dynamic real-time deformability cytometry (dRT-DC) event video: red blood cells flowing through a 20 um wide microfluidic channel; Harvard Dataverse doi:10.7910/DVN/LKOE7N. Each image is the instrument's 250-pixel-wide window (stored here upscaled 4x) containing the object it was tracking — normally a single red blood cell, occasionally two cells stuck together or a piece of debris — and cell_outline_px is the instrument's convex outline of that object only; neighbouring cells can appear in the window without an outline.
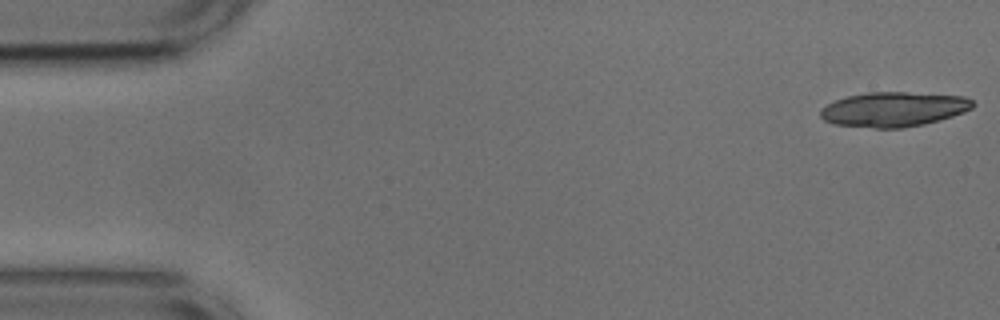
{"species": "common noctule bat (a hibernating species)", "species_latin": "Nyctalus noctula", "temperature_condition": "cold", "stored_images_in_passage": 17, "camera_frame_rate_fps": 3000, "um_per_image_px": 0.085, "animal": {"sex": "male", "body_mass_g": 17.9, "forearm_length_mm": 54.2}, "frame": {"image": 1, "passage_image": 1, "time_ms": 0.0, "image_size_px": [1000, 320], "cell_outline_px": [[976, 104], [972, 108], [964, 112], [952, 116], [924, 124], [904, 128], [876, 128], [836, 124], [824, 120], [820, 116], [820, 108], [836, 100], [848, 96], [868, 92], [904, 92], [964, 96], [972, 100]], "centroid_in_image_um": [75.97, 9.29], "position_along_channel_um": 9.0, "area_um2": 30.69}}
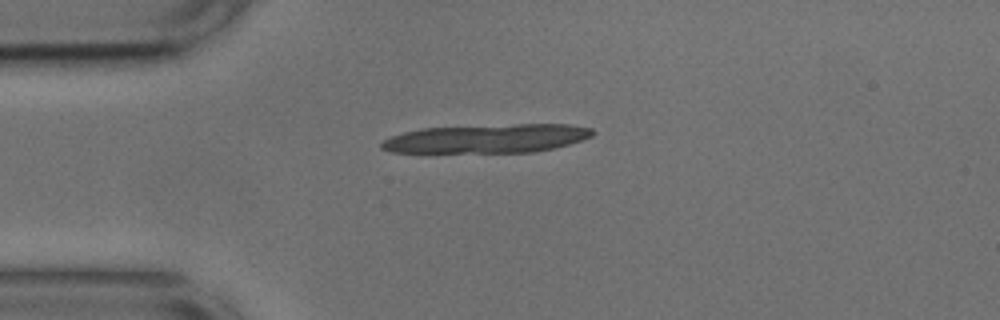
{"frame": {"image": 2, "passage_image": 12, "time_ms": 3.667, "image_size_px": [1000, 320], "cell_outline_px": [[596, 132], [592, 136], [556, 148], [532, 152], [392, 152], [380, 148], [380, 144], [384, 140], [392, 136], [404, 132], [424, 128], [516, 124], [568, 124], [592, 128]], "centroid_in_image_um": [41.43, 11.77], "position_along_channel_um": 43.6, "area_um2": 35.14}}